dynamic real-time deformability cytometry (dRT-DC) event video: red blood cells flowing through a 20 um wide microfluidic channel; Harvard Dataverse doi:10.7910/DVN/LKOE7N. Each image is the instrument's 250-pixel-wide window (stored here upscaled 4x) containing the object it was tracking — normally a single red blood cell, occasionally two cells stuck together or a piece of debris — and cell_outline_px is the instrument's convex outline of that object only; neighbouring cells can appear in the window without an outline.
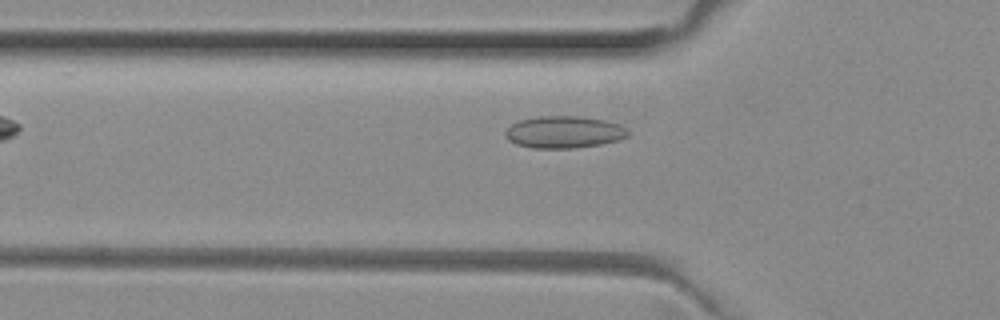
{"species": "common noctule bat (a hibernating species)", "species_latin": "Nyctalus noctula", "temperature_condition": "room temperature", "stored_images_in_passage": 30, "camera_frame_rate_fps": 3000, "um_per_image_px": 0.085, "animal": {"sex": "female", "body_mass_g": 29.2, "forearm_length_mm": 56.3}, "frame": {"image": 1, "passage_image": 3, "time_ms": 0.667, "image_size_px": [1000, 320], "cell_outline_px": [[632, 132], [628, 136], [620, 140], [600, 144], [572, 148], [532, 148], [516, 144], [508, 140], [504, 136], [504, 132], [512, 124], [520, 120], [540, 116], [580, 116], [604, 120], [620, 124]], "centroid_in_image_um": [47.96, 11.23], "position_along_channel_um": 77.8, "area_um2": 23.06}}
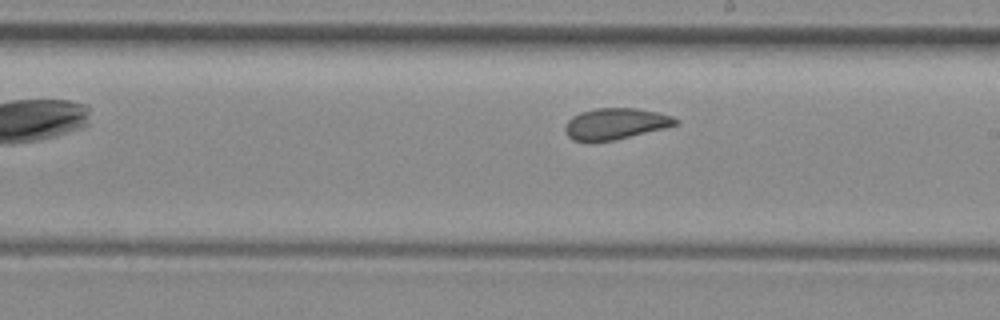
{"frame": {"image": 2, "passage_image": 15, "time_ms": 4.667, "image_size_px": [1000, 320], "cell_outline_px": [[680, 120], [676, 124], [664, 128], [616, 140], [592, 144], [572, 140], [564, 132], [564, 128], [568, 120], [572, 116], [580, 112], [596, 108], [636, 108], [656, 112], [672, 116]], "centroid_in_image_um": [52.25, 10.55], "position_along_channel_um": 236.8, "area_um2": 20.52}}
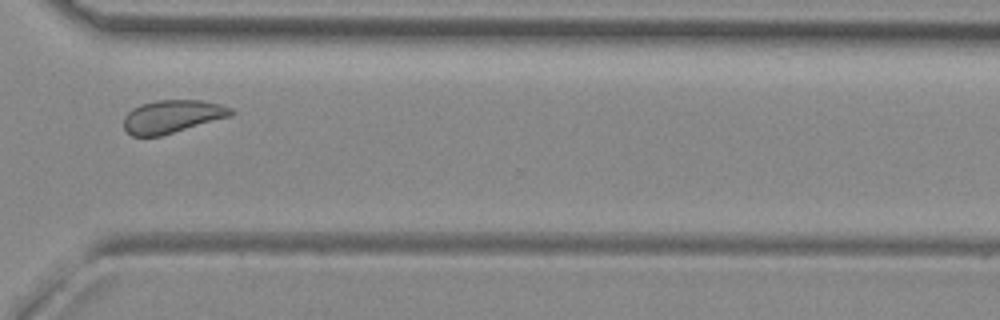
{"frame": {"image": 3, "passage_image": 24, "time_ms": 7.667, "image_size_px": [1000, 320], "cell_outline_px": [[236, 112], [232, 116], [160, 136], [132, 136], [124, 128], [124, 116], [132, 108], [140, 104], [156, 100], [200, 100], [220, 104], [232, 108]], "centroid_in_image_um": [14.65, 9.89], "position_along_channel_um": 355.9, "area_um2": 20.69}, "authors_computed_cell_mechanics": {"area_um2": 20.4901, "velocity_mm_per_s": 3.9722, "shape_relaxation_time_tau1_ms": null, "shape_relaxation_time_tau2_ms": 1.6552, "deformation_change_tau1": null, "deformation_change_tau2": 0.0599}}